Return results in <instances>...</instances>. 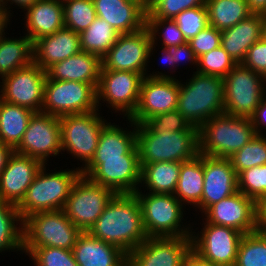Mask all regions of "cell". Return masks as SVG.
I'll return each instance as SVG.
<instances>
[{"instance_id": "5bb4252c", "label": "cell", "mask_w": 266, "mask_h": 266, "mask_svg": "<svg viewBox=\"0 0 266 266\" xmlns=\"http://www.w3.org/2000/svg\"><path fill=\"white\" fill-rule=\"evenodd\" d=\"M179 96V80L161 72L144 76L138 106L129 118L142 124L150 117L175 110Z\"/></svg>"}, {"instance_id": "ac0fdd59", "label": "cell", "mask_w": 266, "mask_h": 266, "mask_svg": "<svg viewBox=\"0 0 266 266\" xmlns=\"http://www.w3.org/2000/svg\"><path fill=\"white\" fill-rule=\"evenodd\" d=\"M191 237H150L127 255V266H185Z\"/></svg>"}, {"instance_id": "ffe728a7", "label": "cell", "mask_w": 266, "mask_h": 266, "mask_svg": "<svg viewBox=\"0 0 266 266\" xmlns=\"http://www.w3.org/2000/svg\"><path fill=\"white\" fill-rule=\"evenodd\" d=\"M204 214L208 223L231 227L243 234L258 230L256 201L240 191L214 203Z\"/></svg>"}, {"instance_id": "94428289", "label": "cell", "mask_w": 266, "mask_h": 266, "mask_svg": "<svg viewBox=\"0 0 266 266\" xmlns=\"http://www.w3.org/2000/svg\"><path fill=\"white\" fill-rule=\"evenodd\" d=\"M261 38L266 41V15H263Z\"/></svg>"}, {"instance_id": "b9f144b4", "label": "cell", "mask_w": 266, "mask_h": 266, "mask_svg": "<svg viewBox=\"0 0 266 266\" xmlns=\"http://www.w3.org/2000/svg\"><path fill=\"white\" fill-rule=\"evenodd\" d=\"M238 191L255 201L266 195V164L242 171L238 175Z\"/></svg>"}, {"instance_id": "6125c7cd", "label": "cell", "mask_w": 266, "mask_h": 266, "mask_svg": "<svg viewBox=\"0 0 266 266\" xmlns=\"http://www.w3.org/2000/svg\"><path fill=\"white\" fill-rule=\"evenodd\" d=\"M136 1H138L142 5V8L144 10V0H136Z\"/></svg>"}, {"instance_id": "83f0119b", "label": "cell", "mask_w": 266, "mask_h": 266, "mask_svg": "<svg viewBox=\"0 0 266 266\" xmlns=\"http://www.w3.org/2000/svg\"><path fill=\"white\" fill-rule=\"evenodd\" d=\"M262 23L263 15L252 13L233 27L221 31L220 45L237 64L244 60L248 49L261 39Z\"/></svg>"}, {"instance_id": "d6a6232c", "label": "cell", "mask_w": 266, "mask_h": 266, "mask_svg": "<svg viewBox=\"0 0 266 266\" xmlns=\"http://www.w3.org/2000/svg\"><path fill=\"white\" fill-rule=\"evenodd\" d=\"M0 36V76L4 78L33 62V42L25 35L20 39Z\"/></svg>"}, {"instance_id": "60d3db41", "label": "cell", "mask_w": 266, "mask_h": 266, "mask_svg": "<svg viewBox=\"0 0 266 266\" xmlns=\"http://www.w3.org/2000/svg\"><path fill=\"white\" fill-rule=\"evenodd\" d=\"M36 266H79L73 252L56 247H23Z\"/></svg>"}, {"instance_id": "7bdbcfd3", "label": "cell", "mask_w": 266, "mask_h": 266, "mask_svg": "<svg viewBox=\"0 0 266 266\" xmlns=\"http://www.w3.org/2000/svg\"><path fill=\"white\" fill-rule=\"evenodd\" d=\"M182 31L186 41L195 37L208 24V11L206 5L186 9L173 19Z\"/></svg>"}, {"instance_id": "f907efd6", "label": "cell", "mask_w": 266, "mask_h": 266, "mask_svg": "<svg viewBox=\"0 0 266 266\" xmlns=\"http://www.w3.org/2000/svg\"><path fill=\"white\" fill-rule=\"evenodd\" d=\"M250 119L256 134L263 135L260 127L262 128V126H266V95L262 98L260 104L257 106Z\"/></svg>"}, {"instance_id": "836d02e7", "label": "cell", "mask_w": 266, "mask_h": 266, "mask_svg": "<svg viewBox=\"0 0 266 266\" xmlns=\"http://www.w3.org/2000/svg\"><path fill=\"white\" fill-rule=\"evenodd\" d=\"M208 24L223 31L250 16L246 0H206Z\"/></svg>"}, {"instance_id": "603a6c76", "label": "cell", "mask_w": 266, "mask_h": 266, "mask_svg": "<svg viewBox=\"0 0 266 266\" xmlns=\"http://www.w3.org/2000/svg\"><path fill=\"white\" fill-rule=\"evenodd\" d=\"M81 51L79 33L63 27L33 42V62L46 71L54 63Z\"/></svg>"}, {"instance_id": "be15d7a7", "label": "cell", "mask_w": 266, "mask_h": 266, "mask_svg": "<svg viewBox=\"0 0 266 266\" xmlns=\"http://www.w3.org/2000/svg\"><path fill=\"white\" fill-rule=\"evenodd\" d=\"M5 3V0H0V5H3Z\"/></svg>"}, {"instance_id": "11a10c76", "label": "cell", "mask_w": 266, "mask_h": 266, "mask_svg": "<svg viewBox=\"0 0 266 266\" xmlns=\"http://www.w3.org/2000/svg\"><path fill=\"white\" fill-rule=\"evenodd\" d=\"M13 152L14 150L11 147L3 144L0 141V174L2 170L5 168L8 159L13 154Z\"/></svg>"}, {"instance_id": "6da1fadb", "label": "cell", "mask_w": 266, "mask_h": 266, "mask_svg": "<svg viewBox=\"0 0 266 266\" xmlns=\"http://www.w3.org/2000/svg\"><path fill=\"white\" fill-rule=\"evenodd\" d=\"M88 232L127 255L140 246L148 236L135 193H116Z\"/></svg>"}, {"instance_id": "f5cc1de1", "label": "cell", "mask_w": 266, "mask_h": 266, "mask_svg": "<svg viewBox=\"0 0 266 266\" xmlns=\"http://www.w3.org/2000/svg\"><path fill=\"white\" fill-rule=\"evenodd\" d=\"M185 266H221V265L214 264L210 260L203 258L191 248L190 251L187 253L185 259Z\"/></svg>"}, {"instance_id": "484cf974", "label": "cell", "mask_w": 266, "mask_h": 266, "mask_svg": "<svg viewBox=\"0 0 266 266\" xmlns=\"http://www.w3.org/2000/svg\"><path fill=\"white\" fill-rule=\"evenodd\" d=\"M101 68L102 62L99 56L81 51L54 63L46 73L48 79L89 83L97 88Z\"/></svg>"}, {"instance_id": "6f0895ef", "label": "cell", "mask_w": 266, "mask_h": 266, "mask_svg": "<svg viewBox=\"0 0 266 266\" xmlns=\"http://www.w3.org/2000/svg\"><path fill=\"white\" fill-rule=\"evenodd\" d=\"M10 17L6 14L5 9L0 5V36L5 34V29L7 28V23H9ZM5 28V29H4Z\"/></svg>"}, {"instance_id": "4fadbf2b", "label": "cell", "mask_w": 266, "mask_h": 266, "mask_svg": "<svg viewBox=\"0 0 266 266\" xmlns=\"http://www.w3.org/2000/svg\"><path fill=\"white\" fill-rule=\"evenodd\" d=\"M80 169L82 176L88 177L93 183L111 188L115 193H135L139 189L141 173L139 155L92 159Z\"/></svg>"}, {"instance_id": "ba28073f", "label": "cell", "mask_w": 266, "mask_h": 266, "mask_svg": "<svg viewBox=\"0 0 266 266\" xmlns=\"http://www.w3.org/2000/svg\"><path fill=\"white\" fill-rule=\"evenodd\" d=\"M41 112L53 116L84 114L98 110L93 84L46 78Z\"/></svg>"}, {"instance_id": "816d5d0a", "label": "cell", "mask_w": 266, "mask_h": 266, "mask_svg": "<svg viewBox=\"0 0 266 266\" xmlns=\"http://www.w3.org/2000/svg\"><path fill=\"white\" fill-rule=\"evenodd\" d=\"M256 224L258 231L266 232V195L256 201Z\"/></svg>"}, {"instance_id": "c3c4849f", "label": "cell", "mask_w": 266, "mask_h": 266, "mask_svg": "<svg viewBox=\"0 0 266 266\" xmlns=\"http://www.w3.org/2000/svg\"><path fill=\"white\" fill-rule=\"evenodd\" d=\"M241 64L266 78V41L262 38L256 41L248 49Z\"/></svg>"}, {"instance_id": "d4e9b609", "label": "cell", "mask_w": 266, "mask_h": 266, "mask_svg": "<svg viewBox=\"0 0 266 266\" xmlns=\"http://www.w3.org/2000/svg\"><path fill=\"white\" fill-rule=\"evenodd\" d=\"M79 266H127V254L89 232H81L72 249Z\"/></svg>"}, {"instance_id": "1f68e13d", "label": "cell", "mask_w": 266, "mask_h": 266, "mask_svg": "<svg viewBox=\"0 0 266 266\" xmlns=\"http://www.w3.org/2000/svg\"><path fill=\"white\" fill-rule=\"evenodd\" d=\"M181 162H153L141 166L140 183L143 182L149 193L174 194Z\"/></svg>"}, {"instance_id": "30bf717a", "label": "cell", "mask_w": 266, "mask_h": 266, "mask_svg": "<svg viewBox=\"0 0 266 266\" xmlns=\"http://www.w3.org/2000/svg\"><path fill=\"white\" fill-rule=\"evenodd\" d=\"M115 194L111 188L81 175L73 185L63 211L81 232H88Z\"/></svg>"}, {"instance_id": "9f6ffc18", "label": "cell", "mask_w": 266, "mask_h": 266, "mask_svg": "<svg viewBox=\"0 0 266 266\" xmlns=\"http://www.w3.org/2000/svg\"><path fill=\"white\" fill-rule=\"evenodd\" d=\"M38 0H5V3L2 5L3 8L6 11V14L10 17L11 15H9L10 10H8L9 8H6L5 5L10 2V4H15L17 6H20L19 8H23L24 11L30 7L33 3H35Z\"/></svg>"}, {"instance_id": "7dc6e473", "label": "cell", "mask_w": 266, "mask_h": 266, "mask_svg": "<svg viewBox=\"0 0 266 266\" xmlns=\"http://www.w3.org/2000/svg\"><path fill=\"white\" fill-rule=\"evenodd\" d=\"M187 42L190 44L194 54L197 58H199L201 55L220 46L221 31L211 25H208Z\"/></svg>"}, {"instance_id": "ab89813d", "label": "cell", "mask_w": 266, "mask_h": 266, "mask_svg": "<svg viewBox=\"0 0 266 266\" xmlns=\"http://www.w3.org/2000/svg\"><path fill=\"white\" fill-rule=\"evenodd\" d=\"M236 65V61L220 45L198 58L197 72L224 78Z\"/></svg>"}, {"instance_id": "7c38bea8", "label": "cell", "mask_w": 266, "mask_h": 266, "mask_svg": "<svg viewBox=\"0 0 266 266\" xmlns=\"http://www.w3.org/2000/svg\"><path fill=\"white\" fill-rule=\"evenodd\" d=\"M155 44L147 26L133 33L119 34L115 44L101 58V70L132 71L145 76Z\"/></svg>"}, {"instance_id": "8d00e7d4", "label": "cell", "mask_w": 266, "mask_h": 266, "mask_svg": "<svg viewBox=\"0 0 266 266\" xmlns=\"http://www.w3.org/2000/svg\"><path fill=\"white\" fill-rule=\"evenodd\" d=\"M235 266H266V232L257 230L243 235Z\"/></svg>"}, {"instance_id": "f546056e", "label": "cell", "mask_w": 266, "mask_h": 266, "mask_svg": "<svg viewBox=\"0 0 266 266\" xmlns=\"http://www.w3.org/2000/svg\"><path fill=\"white\" fill-rule=\"evenodd\" d=\"M203 181V154L199 153L195 158L181 162L179 180L174 195L181 203H190L200 209L204 189Z\"/></svg>"}, {"instance_id": "f1b7e54d", "label": "cell", "mask_w": 266, "mask_h": 266, "mask_svg": "<svg viewBox=\"0 0 266 266\" xmlns=\"http://www.w3.org/2000/svg\"><path fill=\"white\" fill-rule=\"evenodd\" d=\"M134 129L125 131L118 125L107 123L101 130L98 146L92 159L122 158V155H139L136 123L128 118Z\"/></svg>"}, {"instance_id": "681fc988", "label": "cell", "mask_w": 266, "mask_h": 266, "mask_svg": "<svg viewBox=\"0 0 266 266\" xmlns=\"http://www.w3.org/2000/svg\"><path fill=\"white\" fill-rule=\"evenodd\" d=\"M168 52L172 55L173 62L176 66H179V62H182L186 58V61L193 62L196 65H198V58L194 54L193 50L190 47V44L188 42L178 45V46H168L166 47ZM185 61V60H184Z\"/></svg>"}, {"instance_id": "e575fe53", "label": "cell", "mask_w": 266, "mask_h": 266, "mask_svg": "<svg viewBox=\"0 0 266 266\" xmlns=\"http://www.w3.org/2000/svg\"><path fill=\"white\" fill-rule=\"evenodd\" d=\"M119 34L106 20L96 17L86 30L79 33L81 50L102 58Z\"/></svg>"}, {"instance_id": "44dd1931", "label": "cell", "mask_w": 266, "mask_h": 266, "mask_svg": "<svg viewBox=\"0 0 266 266\" xmlns=\"http://www.w3.org/2000/svg\"><path fill=\"white\" fill-rule=\"evenodd\" d=\"M204 189L200 209L204 213L211 205L238 191V175L229 158L203 154Z\"/></svg>"}, {"instance_id": "680465c9", "label": "cell", "mask_w": 266, "mask_h": 266, "mask_svg": "<svg viewBox=\"0 0 266 266\" xmlns=\"http://www.w3.org/2000/svg\"><path fill=\"white\" fill-rule=\"evenodd\" d=\"M163 48L162 49V58H164V61L169 63L168 65H170L169 67H172V69L175 67V63L173 62V59H172V55L168 52L167 48L166 47H161ZM166 63V64H167Z\"/></svg>"}, {"instance_id": "3957f363", "label": "cell", "mask_w": 266, "mask_h": 266, "mask_svg": "<svg viewBox=\"0 0 266 266\" xmlns=\"http://www.w3.org/2000/svg\"><path fill=\"white\" fill-rule=\"evenodd\" d=\"M185 85L179 81L176 110L199 128L212 117L224 113V79L195 72Z\"/></svg>"}, {"instance_id": "4316f807", "label": "cell", "mask_w": 266, "mask_h": 266, "mask_svg": "<svg viewBox=\"0 0 266 266\" xmlns=\"http://www.w3.org/2000/svg\"><path fill=\"white\" fill-rule=\"evenodd\" d=\"M25 11L26 35L32 42L64 27L62 0H38Z\"/></svg>"}, {"instance_id": "8992f818", "label": "cell", "mask_w": 266, "mask_h": 266, "mask_svg": "<svg viewBox=\"0 0 266 266\" xmlns=\"http://www.w3.org/2000/svg\"><path fill=\"white\" fill-rule=\"evenodd\" d=\"M81 231L63 210L38 212L23 219V247L73 249Z\"/></svg>"}, {"instance_id": "9c48e42d", "label": "cell", "mask_w": 266, "mask_h": 266, "mask_svg": "<svg viewBox=\"0 0 266 266\" xmlns=\"http://www.w3.org/2000/svg\"><path fill=\"white\" fill-rule=\"evenodd\" d=\"M223 79L224 113L250 118L266 95V78L239 63Z\"/></svg>"}, {"instance_id": "9a60e30c", "label": "cell", "mask_w": 266, "mask_h": 266, "mask_svg": "<svg viewBox=\"0 0 266 266\" xmlns=\"http://www.w3.org/2000/svg\"><path fill=\"white\" fill-rule=\"evenodd\" d=\"M143 78L141 73L132 71L101 70L96 88L97 105L100 106L102 99L130 118L138 106Z\"/></svg>"}, {"instance_id": "f35d334b", "label": "cell", "mask_w": 266, "mask_h": 266, "mask_svg": "<svg viewBox=\"0 0 266 266\" xmlns=\"http://www.w3.org/2000/svg\"><path fill=\"white\" fill-rule=\"evenodd\" d=\"M266 136L256 135L229 157L237 175L246 169L266 164Z\"/></svg>"}, {"instance_id": "4dcf8cb0", "label": "cell", "mask_w": 266, "mask_h": 266, "mask_svg": "<svg viewBox=\"0 0 266 266\" xmlns=\"http://www.w3.org/2000/svg\"><path fill=\"white\" fill-rule=\"evenodd\" d=\"M35 112L0 99V141L15 150Z\"/></svg>"}, {"instance_id": "277c9868", "label": "cell", "mask_w": 266, "mask_h": 266, "mask_svg": "<svg viewBox=\"0 0 266 266\" xmlns=\"http://www.w3.org/2000/svg\"><path fill=\"white\" fill-rule=\"evenodd\" d=\"M256 135L250 118L222 113L198 128L199 153L229 158Z\"/></svg>"}, {"instance_id": "d6986e66", "label": "cell", "mask_w": 266, "mask_h": 266, "mask_svg": "<svg viewBox=\"0 0 266 266\" xmlns=\"http://www.w3.org/2000/svg\"><path fill=\"white\" fill-rule=\"evenodd\" d=\"M200 233L196 236L194 232L191 234L192 249L195 252L214 264L235 265L243 233L231 227L211 224L207 221Z\"/></svg>"}, {"instance_id": "91938a15", "label": "cell", "mask_w": 266, "mask_h": 266, "mask_svg": "<svg viewBox=\"0 0 266 266\" xmlns=\"http://www.w3.org/2000/svg\"><path fill=\"white\" fill-rule=\"evenodd\" d=\"M161 0H144V11L148 13Z\"/></svg>"}, {"instance_id": "f6af8a7d", "label": "cell", "mask_w": 266, "mask_h": 266, "mask_svg": "<svg viewBox=\"0 0 266 266\" xmlns=\"http://www.w3.org/2000/svg\"><path fill=\"white\" fill-rule=\"evenodd\" d=\"M206 0H161L148 13L146 18L174 19L186 9L204 6Z\"/></svg>"}, {"instance_id": "7a4b0ae2", "label": "cell", "mask_w": 266, "mask_h": 266, "mask_svg": "<svg viewBox=\"0 0 266 266\" xmlns=\"http://www.w3.org/2000/svg\"><path fill=\"white\" fill-rule=\"evenodd\" d=\"M139 164L186 162L199 154L198 128L154 133L145 123L136 124Z\"/></svg>"}, {"instance_id": "5b68a950", "label": "cell", "mask_w": 266, "mask_h": 266, "mask_svg": "<svg viewBox=\"0 0 266 266\" xmlns=\"http://www.w3.org/2000/svg\"><path fill=\"white\" fill-rule=\"evenodd\" d=\"M46 167L39 170L24 198L16 206L22 219L30 214L63 210L72 187L82 175L81 169L61 170L46 173Z\"/></svg>"}, {"instance_id": "ee69618b", "label": "cell", "mask_w": 266, "mask_h": 266, "mask_svg": "<svg viewBox=\"0 0 266 266\" xmlns=\"http://www.w3.org/2000/svg\"><path fill=\"white\" fill-rule=\"evenodd\" d=\"M146 26L149 28L153 41H157L158 31H162V44L164 47L178 46L186 43L182 31L173 19H160V18H146ZM163 27V28H162Z\"/></svg>"}, {"instance_id": "bcb514c9", "label": "cell", "mask_w": 266, "mask_h": 266, "mask_svg": "<svg viewBox=\"0 0 266 266\" xmlns=\"http://www.w3.org/2000/svg\"><path fill=\"white\" fill-rule=\"evenodd\" d=\"M144 123L154 133H161L162 130L171 132L188 130L191 127L190 123L176 109L150 117Z\"/></svg>"}, {"instance_id": "8fae6325", "label": "cell", "mask_w": 266, "mask_h": 266, "mask_svg": "<svg viewBox=\"0 0 266 266\" xmlns=\"http://www.w3.org/2000/svg\"><path fill=\"white\" fill-rule=\"evenodd\" d=\"M97 111L99 112L94 110L89 113L60 117L62 151L66 150L73 154L72 157L75 156L84 161V166L92 160L101 130L107 124Z\"/></svg>"}, {"instance_id": "2e32d148", "label": "cell", "mask_w": 266, "mask_h": 266, "mask_svg": "<svg viewBox=\"0 0 266 266\" xmlns=\"http://www.w3.org/2000/svg\"><path fill=\"white\" fill-rule=\"evenodd\" d=\"M61 150L60 117L35 112L14 152L38 159L46 165L49 155L56 156Z\"/></svg>"}, {"instance_id": "e0dca14e", "label": "cell", "mask_w": 266, "mask_h": 266, "mask_svg": "<svg viewBox=\"0 0 266 266\" xmlns=\"http://www.w3.org/2000/svg\"><path fill=\"white\" fill-rule=\"evenodd\" d=\"M46 78V71L32 62L2 78L0 99L41 112Z\"/></svg>"}, {"instance_id": "74e56055", "label": "cell", "mask_w": 266, "mask_h": 266, "mask_svg": "<svg viewBox=\"0 0 266 266\" xmlns=\"http://www.w3.org/2000/svg\"><path fill=\"white\" fill-rule=\"evenodd\" d=\"M64 27L80 33L96 19L93 0H63Z\"/></svg>"}, {"instance_id": "cb8c5ba5", "label": "cell", "mask_w": 266, "mask_h": 266, "mask_svg": "<svg viewBox=\"0 0 266 266\" xmlns=\"http://www.w3.org/2000/svg\"><path fill=\"white\" fill-rule=\"evenodd\" d=\"M96 15L120 34L133 33L146 26V12L136 0H93Z\"/></svg>"}, {"instance_id": "52a82bcc", "label": "cell", "mask_w": 266, "mask_h": 266, "mask_svg": "<svg viewBox=\"0 0 266 266\" xmlns=\"http://www.w3.org/2000/svg\"><path fill=\"white\" fill-rule=\"evenodd\" d=\"M135 192L142 208L143 226L150 237H191V229L181 228L183 203L174 194Z\"/></svg>"}, {"instance_id": "db71d44e", "label": "cell", "mask_w": 266, "mask_h": 266, "mask_svg": "<svg viewBox=\"0 0 266 266\" xmlns=\"http://www.w3.org/2000/svg\"><path fill=\"white\" fill-rule=\"evenodd\" d=\"M246 2L251 13L266 15V0H246Z\"/></svg>"}, {"instance_id": "d590c367", "label": "cell", "mask_w": 266, "mask_h": 266, "mask_svg": "<svg viewBox=\"0 0 266 266\" xmlns=\"http://www.w3.org/2000/svg\"><path fill=\"white\" fill-rule=\"evenodd\" d=\"M16 249L23 250V219L15 205L0 200V252Z\"/></svg>"}, {"instance_id": "7402d4cb", "label": "cell", "mask_w": 266, "mask_h": 266, "mask_svg": "<svg viewBox=\"0 0 266 266\" xmlns=\"http://www.w3.org/2000/svg\"><path fill=\"white\" fill-rule=\"evenodd\" d=\"M43 165L38 159L13 152L0 174V200L17 206Z\"/></svg>"}]
</instances>
